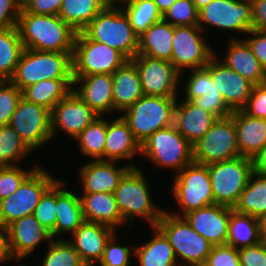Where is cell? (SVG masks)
Instances as JSON below:
<instances>
[{"label": "cell", "instance_id": "cell-1", "mask_svg": "<svg viewBox=\"0 0 266 266\" xmlns=\"http://www.w3.org/2000/svg\"><path fill=\"white\" fill-rule=\"evenodd\" d=\"M16 27L25 49L73 52L77 32L58 15H37L22 8Z\"/></svg>", "mask_w": 266, "mask_h": 266}, {"label": "cell", "instance_id": "cell-2", "mask_svg": "<svg viewBox=\"0 0 266 266\" xmlns=\"http://www.w3.org/2000/svg\"><path fill=\"white\" fill-rule=\"evenodd\" d=\"M82 32L89 39L121 52L128 60L138 54V36L120 5H108Z\"/></svg>", "mask_w": 266, "mask_h": 266}, {"label": "cell", "instance_id": "cell-3", "mask_svg": "<svg viewBox=\"0 0 266 266\" xmlns=\"http://www.w3.org/2000/svg\"><path fill=\"white\" fill-rule=\"evenodd\" d=\"M73 52L23 50L10 81L21 91L42 80L72 77Z\"/></svg>", "mask_w": 266, "mask_h": 266}, {"label": "cell", "instance_id": "cell-4", "mask_svg": "<svg viewBox=\"0 0 266 266\" xmlns=\"http://www.w3.org/2000/svg\"><path fill=\"white\" fill-rule=\"evenodd\" d=\"M144 173L140 168H130L120 179L114 191L115 200L122 219L130 220L139 216L155 227L165 210L155 207L151 200L149 187Z\"/></svg>", "mask_w": 266, "mask_h": 266}, {"label": "cell", "instance_id": "cell-5", "mask_svg": "<svg viewBox=\"0 0 266 266\" xmlns=\"http://www.w3.org/2000/svg\"><path fill=\"white\" fill-rule=\"evenodd\" d=\"M176 101L177 97L143 95L121 116L141 144L157 130L173 125Z\"/></svg>", "mask_w": 266, "mask_h": 266}, {"label": "cell", "instance_id": "cell-6", "mask_svg": "<svg viewBox=\"0 0 266 266\" xmlns=\"http://www.w3.org/2000/svg\"><path fill=\"white\" fill-rule=\"evenodd\" d=\"M128 59L108 45L89 39L82 31L77 32L72 54V77L93 74H113Z\"/></svg>", "mask_w": 266, "mask_h": 266}, {"label": "cell", "instance_id": "cell-7", "mask_svg": "<svg viewBox=\"0 0 266 266\" xmlns=\"http://www.w3.org/2000/svg\"><path fill=\"white\" fill-rule=\"evenodd\" d=\"M156 227L169 240L176 258L183 264L206 262L213 246L192 229L184 216L164 211Z\"/></svg>", "mask_w": 266, "mask_h": 266}, {"label": "cell", "instance_id": "cell-8", "mask_svg": "<svg viewBox=\"0 0 266 266\" xmlns=\"http://www.w3.org/2000/svg\"><path fill=\"white\" fill-rule=\"evenodd\" d=\"M140 155L148 157L156 166L180 172L192 163L193 146L174 125L157 130L140 144Z\"/></svg>", "mask_w": 266, "mask_h": 266}, {"label": "cell", "instance_id": "cell-9", "mask_svg": "<svg viewBox=\"0 0 266 266\" xmlns=\"http://www.w3.org/2000/svg\"><path fill=\"white\" fill-rule=\"evenodd\" d=\"M207 166L215 204L234 208L253 173L252 158L239 156Z\"/></svg>", "mask_w": 266, "mask_h": 266}, {"label": "cell", "instance_id": "cell-10", "mask_svg": "<svg viewBox=\"0 0 266 266\" xmlns=\"http://www.w3.org/2000/svg\"><path fill=\"white\" fill-rule=\"evenodd\" d=\"M45 168L37 167L9 197L0 200V227L32 215L41 196L56 181Z\"/></svg>", "mask_w": 266, "mask_h": 266}, {"label": "cell", "instance_id": "cell-11", "mask_svg": "<svg viewBox=\"0 0 266 266\" xmlns=\"http://www.w3.org/2000/svg\"><path fill=\"white\" fill-rule=\"evenodd\" d=\"M174 181L171 189L183 216L215 204L207 165L193 161L175 175Z\"/></svg>", "mask_w": 266, "mask_h": 266}, {"label": "cell", "instance_id": "cell-12", "mask_svg": "<svg viewBox=\"0 0 266 266\" xmlns=\"http://www.w3.org/2000/svg\"><path fill=\"white\" fill-rule=\"evenodd\" d=\"M240 156L234 118L217 119L207 133L193 145V160L209 165Z\"/></svg>", "mask_w": 266, "mask_h": 266}, {"label": "cell", "instance_id": "cell-13", "mask_svg": "<svg viewBox=\"0 0 266 266\" xmlns=\"http://www.w3.org/2000/svg\"><path fill=\"white\" fill-rule=\"evenodd\" d=\"M203 30L198 25L174 26L172 39V56L170 62L183 76L185 69H198L205 67L215 55L200 36Z\"/></svg>", "mask_w": 266, "mask_h": 266}, {"label": "cell", "instance_id": "cell-14", "mask_svg": "<svg viewBox=\"0 0 266 266\" xmlns=\"http://www.w3.org/2000/svg\"><path fill=\"white\" fill-rule=\"evenodd\" d=\"M33 151L52 140L51 110L21 97L9 124Z\"/></svg>", "mask_w": 266, "mask_h": 266}, {"label": "cell", "instance_id": "cell-15", "mask_svg": "<svg viewBox=\"0 0 266 266\" xmlns=\"http://www.w3.org/2000/svg\"><path fill=\"white\" fill-rule=\"evenodd\" d=\"M252 23L250 0H212L198 11V26L202 30H205L204 24H209L220 29L248 33Z\"/></svg>", "mask_w": 266, "mask_h": 266}, {"label": "cell", "instance_id": "cell-16", "mask_svg": "<svg viewBox=\"0 0 266 266\" xmlns=\"http://www.w3.org/2000/svg\"><path fill=\"white\" fill-rule=\"evenodd\" d=\"M131 61L136 65L143 94L146 96L178 97L181 73L170 61L137 54Z\"/></svg>", "mask_w": 266, "mask_h": 266}, {"label": "cell", "instance_id": "cell-17", "mask_svg": "<svg viewBox=\"0 0 266 266\" xmlns=\"http://www.w3.org/2000/svg\"><path fill=\"white\" fill-rule=\"evenodd\" d=\"M4 231L7 256L9 259L15 256L18 261L32 254L44 240H52L50 232L40 225L33 214L12 222Z\"/></svg>", "mask_w": 266, "mask_h": 266}, {"label": "cell", "instance_id": "cell-18", "mask_svg": "<svg viewBox=\"0 0 266 266\" xmlns=\"http://www.w3.org/2000/svg\"><path fill=\"white\" fill-rule=\"evenodd\" d=\"M97 117L99 115L72 90L51 110L52 138L58 129L75 138Z\"/></svg>", "mask_w": 266, "mask_h": 266}, {"label": "cell", "instance_id": "cell-19", "mask_svg": "<svg viewBox=\"0 0 266 266\" xmlns=\"http://www.w3.org/2000/svg\"><path fill=\"white\" fill-rule=\"evenodd\" d=\"M216 57L215 53L205 67L209 70L228 108L231 111L242 110L247 104L254 84Z\"/></svg>", "mask_w": 266, "mask_h": 266}, {"label": "cell", "instance_id": "cell-20", "mask_svg": "<svg viewBox=\"0 0 266 266\" xmlns=\"http://www.w3.org/2000/svg\"><path fill=\"white\" fill-rule=\"evenodd\" d=\"M191 76L185 86V101H191L218 119L231 116L232 111L224 103V99L216 88L211 74L206 67L192 69Z\"/></svg>", "mask_w": 266, "mask_h": 266}, {"label": "cell", "instance_id": "cell-21", "mask_svg": "<svg viewBox=\"0 0 266 266\" xmlns=\"http://www.w3.org/2000/svg\"><path fill=\"white\" fill-rule=\"evenodd\" d=\"M231 207L214 204L185 214L192 229L208 240L212 246L227 244Z\"/></svg>", "mask_w": 266, "mask_h": 266}, {"label": "cell", "instance_id": "cell-22", "mask_svg": "<svg viewBox=\"0 0 266 266\" xmlns=\"http://www.w3.org/2000/svg\"><path fill=\"white\" fill-rule=\"evenodd\" d=\"M115 229L100 223L84 222L68 240L87 266H96L101 260L106 244Z\"/></svg>", "mask_w": 266, "mask_h": 266}, {"label": "cell", "instance_id": "cell-23", "mask_svg": "<svg viewBox=\"0 0 266 266\" xmlns=\"http://www.w3.org/2000/svg\"><path fill=\"white\" fill-rule=\"evenodd\" d=\"M73 91L99 116L113 110L112 74L73 77Z\"/></svg>", "mask_w": 266, "mask_h": 266}, {"label": "cell", "instance_id": "cell-24", "mask_svg": "<svg viewBox=\"0 0 266 266\" xmlns=\"http://www.w3.org/2000/svg\"><path fill=\"white\" fill-rule=\"evenodd\" d=\"M114 161L92 160L80 167V180L84 193H114L120 179L135 165L116 168Z\"/></svg>", "mask_w": 266, "mask_h": 266}, {"label": "cell", "instance_id": "cell-25", "mask_svg": "<svg viewBox=\"0 0 266 266\" xmlns=\"http://www.w3.org/2000/svg\"><path fill=\"white\" fill-rule=\"evenodd\" d=\"M217 119L191 101H176L173 125L192 146L207 133Z\"/></svg>", "mask_w": 266, "mask_h": 266}, {"label": "cell", "instance_id": "cell-26", "mask_svg": "<svg viewBox=\"0 0 266 266\" xmlns=\"http://www.w3.org/2000/svg\"><path fill=\"white\" fill-rule=\"evenodd\" d=\"M240 156L252 158L266 145V119L251 117L243 110L232 111Z\"/></svg>", "mask_w": 266, "mask_h": 266}, {"label": "cell", "instance_id": "cell-27", "mask_svg": "<svg viewBox=\"0 0 266 266\" xmlns=\"http://www.w3.org/2000/svg\"><path fill=\"white\" fill-rule=\"evenodd\" d=\"M140 155V143L135 139L128 123L122 116L107 122L104 161H119Z\"/></svg>", "mask_w": 266, "mask_h": 266}, {"label": "cell", "instance_id": "cell-28", "mask_svg": "<svg viewBox=\"0 0 266 266\" xmlns=\"http://www.w3.org/2000/svg\"><path fill=\"white\" fill-rule=\"evenodd\" d=\"M80 203L86 222L100 223L113 229L124 224L114 193H82Z\"/></svg>", "mask_w": 266, "mask_h": 266}, {"label": "cell", "instance_id": "cell-29", "mask_svg": "<svg viewBox=\"0 0 266 266\" xmlns=\"http://www.w3.org/2000/svg\"><path fill=\"white\" fill-rule=\"evenodd\" d=\"M113 111H125L144 94L136 65L128 60L113 74Z\"/></svg>", "mask_w": 266, "mask_h": 266}, {"label": "cell", "instance_id": "cell-30", "mask_svg": "<svg viewBox=\"0 0 266 266\" xmlns=\"http://www.w3.org/2000/svg\"><path fill=\"white\" fill-rule=\"evenodd\" d=\"M223 62L229 68L238 72L254 85L265 82L266 70L254 56L245 40L232 39Z\"/></svg>", "mask_w": 266, "mask_h": 266}, {"label": "cell", "instance_id": "cell-31", "mask_svg": "<svg viewBox=\"0 0 266 266\" xmlns=\"http://www.w3.org/2000/svg\"><path fill=\"white\" fill-rule=\"evenodd\" d=\"M174 26L161 19L138 37V54L170 61Z\"/></svg>", "mask_w": 266, "mask_h": 266}, {"label": "cell", "instance_id": "cell-32", "mask_svg": "<svg viewBox=\"0 0 266 266\" xmlns=\"http://www.w3.org/2000/svg\"><path fill=\"white\" fill-rule=\"evenodd\" d=\"M64 182L57 180V220L55 236L61 233H74L84 222L80 196L65 190ZM63 188V189H62Z\"/></svg>", "mask_w": 266, "mask_h": 266}, {"label": "cell", "instance_id": "cell-33", "mask_svg": "<svg viewBox=\"0 0 266 266\" xmlns=\"http://www.w3.org/2000/svg\"><path fill=\"white\" fill-rule=\"evenodd\" d=\"M73 90V78L42 80L22 90V97L49 110Z\"/></svg>", "mask_w": 266, "mask_h": 266}, {"label": "cell", "instance_id": "cell-34", "mask_svg": "<svg viewBox=\"0 0 266 266\" xmlns=\"http://www.w3.org/2000/svg\"><path fill=\"white\" fill-rule=\"evenodd\" d=\"M154 238L146 244L138 246L134 254L140 266H178L173 247L165 235L155 226ZM177 264V265H176Z\"/></svg>", "mask_w": 266, "mask_h": 266}, {"label": "cell", "instance_id": "cell-35", "mask_svg": "<svg viewBox=\"0 0 266 266\" xmlns=\"http://www.w3.org/2000/svg\"><path fill=\"white\" fill-rule=\"evenodd\" d=\"M107 6L104 0H63L58 16L81 32Z\"/></svg>", "mask_w": 266, "mask_h": 266}, {"label": "cell", "instance_id": "cell-36", "mask_svg": "<svg viewBox=\"0 0 266 266\" xmlns=\"http://www.w3.org/2000/svg\"><path fill=\"white\" fill-rule=\"evenodd\" d=\"M256 217L237 212L231 207L227 245L241 249L260 242Z\"/></svg>", "mask_w": 266, "mask_h": 266}, {"label": "cell", "instance_id": "cell-37", "mask_svg": "<svg viewBox=\"0 0 266 266\" xmlns=\"http://www.w3.org/2000/svg\"><path fill=\"white\" fill-rule=\"evenodd\" d=\"M233 209L256 218L266 213V177L253 172Z\"/></svg>", "mask_w": 266, "mask_h": 266}, {"label": "cell", "instance_id": "cell-38", "mask_svg": "<svg viewBox=\"0 0 266 266\" xmlns=\"http://www.w3.org/2000/svg\"><path fill=\"white\" fill-rule=\"evenodd\" d=\"M24 50L17 27L0 29V80H10Z\"/></svg>", "mask_w": 266, "mask_h": 266}, {"label": "cell", "instance_id": "cell-39", "mask_svg": "<svg viewBox=\"0 0 266 266\" xmlns=\"http://www.w3.org/2000/svg\"><path fill=\"white\" fill-rule=\"evenodd\" d=\"M121 5L126 6L122 10L138 37L162 19V14L153 0H124Z\"/></svg>", "mask_w": 266, "mask_h": 266}, {"label": "cell", "instance_id": "cell-40", "mask_svg": "<svg viewBox=\"0 0 266 266\" xmlns=\"http://www.w3.org/2000/svg\"><path fill=\"white\" fill-rule=\"evenodd\" d=\"M106 135L107 120L99 116L74 139L79 142L80 150L85 156L104 161Z\"/></svg>", "mask_w": 266, "mask_h": 266}, {"label": "cell", "instance_id": "cell-41", "mask_svg": "<svg viewBox=\"0 0 266 266\" xmlns=\"http://www.w3.org/2000/svg\"><path fill=\"white\" fill-rule=\"evenodd\" d=\"M32 150L10 126H0V167L16 165Z\"/></svg>", "mask_w": 266, "mask_h": 266}, {"label": "cell", "instance_id": "cell-42", "mask_svg": "<svg viewBox=\"0 0 266 266\" xmlns=\"http://www.w3.org/2000/svg\"><path fill=\"white\" fill-rule=\"evenodd\" d=\"M48 245L42 266H87L68 240L52 239Z\"/></svg>", "mask_w": 266, "mask_h": 266}, {"label": "cell", "instance_id": "cell-43", "mask_svg": "<svg viewBox=\"0 0 266 266\" xmlns=\"http://www.w3.org/2000/svg\"><path fill=\"white\" fill-rule=\"evenodd\" d=\"M33 215L54 239L57 220V180L41 196Z\"/></svg>", "mask_w": 266, "mask_h": 266}, {"label": "cell", "instance_id": "cell-44", "mask_svg": "<svg viewBox=\"0 0 266 266\" xmlns=\"http://www.w3.org/2000/svg\"><path fill=\"white\" fill-rule=\"evenodd\" d=\"M198 11L192 0H177L164 12L162 19L172 26L198 25Z\"/></svg>", "mask_w": 266, "mask_h": 266}, {"label": "cell", "instance_id": "cell-45", "mask_svg": "<svg viewBox=\"0 0 266 266\" xmlns=\"http://www.w3.org/2000/svg\"><path fill=\"white\" fill-rule=\"evenodd\" d=\"M22 91L10 80H0V126L9 125Z\"/></svg>", "mask_w": 266, "mask_h": 266}, {"label": "cell", "instance_id": "cell-46", "mask_svg": "<svg viewBox=\"0 0 266 266\" xmlns=\"http://www.w3.org/2000/svg\"><path fill=\"white\" fill-rule=\"evenodd\" d=\"M37 167H33L30 171L17 165L0 167V200L13 194Z\"/></svg>", "mask_w": 266, "mask_h": 266}, {"label": "cell", "instance_id": "cell-47", "mask_svg": "<svg viewBox=\"0 0 266 266\" xmlns=\"http://www.w3.org/2000/svg\"><path fill=\"white\" fill-rule=\"evenodd\" d=\"M115 233L111 236L106 244L103 256L98 262L99 266H129L131 251L126 246L116 244Z\"/></svg>", "mask_w": 266, "mask_h": 266}, {"label": "cell", "instance_id": "cell-48", "mask_svg": "<svg viewBox=\"0 0 266 266\" xmlns=\"http://www.w3.org/2000/svg\"><path fill=\"white\" fill-rule=\"evenodd\" d=\"M206 264L208 266H240L238 249L227 244L213 246Z\"/></svg>", "mask_w": 266, "mask_h": 266}, {"label": "cell", "instance_id": "cell-49", "mask_svg": "<svg viewBox=\"0 0 266 266\" xmlns=\"http://www.w3.org/2000/svg\"><path fill=\"white\" fill-rule=\"evenodd\" d=\"M251 117L266 119V84L253 86L246 106L242 109Z\"/></svg>", "mask_w": 266, "mask_h": 266}, {"label": "cell", "instance_id": "cell-50", "mask_svg": "<svg viewBox=\"0 0 266 266\" xmlns=\"http://www.w3.org/2000/svg\"><path fill=\"white\" fill-rule=\"evenodd\" d=\"M240 266H266V243L238 249Z\"/></svg>", "mask_w": 266, "mask_h": 266}, {"label": "cell", "instance_id": "cell-51", "mask_svg": "<svg viewBox=\"0 0 266 266\" xmlns=\"http://www.w3.org/2000/svg\"><path fill=\"white\" fill-rule=\"evenodd\" d=\"M22 0H0V29L17 26Z\"/></svg>", "mask_w": 266, "mask_h": 266}, {"label": "cell", "instance_id": "cell-52", "mask_svg": "<svg viewBox=\"0 0 266 266\" xmlns=\"http://www.w3.org/2000/svg\"><path fill=\"white\" fill-rule=\"evenodd\" d=\"M63 0H22L27 13L37 15H58Z\"/></svg>", "mask_w": 266, "mask_h": 266}, {"label": "cell", "instance_id": "cell-53", "mask_svg": "<svg viewBox=\"0 0 266 266\" xmlns=\"http://www.w3.org/2000/svg\"><path fill=\"white\" fill-rule=\"evenodd\" d=\"M248 33L253 35V37L245 39V41L250 46L254 56L266 70V33L256 29H251Z\"/></svg>", "mask_w": 266, "mask_h": 266}, {"label": "cell", "instance_id": "cell-54", "mask_svg": "<svg viewBox=\"0 0 266 266\" xmlns=\"http://www.w3.org/2000/svg\"><path fill=\"white\" fill-rule=\"evenodd\" d=\"M252 4V29L266 33V0H250Z\"/></svg>", "mask_w": 266, "mask_h": 266}, {"label": "cell", "instance_id": "cell-55", "mask_svg": "<svg viewBox=\"0 0 266 266\" xmlns=\"http://www.w3.org/2000/svg\"><path fill=\"white\" fill-rule=\"evenodd\" d=\"M253 172L266 177V145L252 157Z\"/></svg>", "mask_w": 266, "mask_h": 266}, {"label": "cell", "instance_id": "cell-56", "mask_svg": "<svg viewBox=\"0 0 266 266\" xmlns=\"http://www.w3.org/2000/svg\"><path fill=\"white\" fill-rule=\"evenodd\" d=\"M257 220L260 240L266 243V213L260 215Z\"/></svg>", "mask_w": 266, "mask_h": 266}, {"label": "cell", "instance_id": "cell-57", "mask_svg": "<svg viewBox=\"0 0 266 266\" xmlns=\"http://www.w3.org/2000/svg\"><path fill=\"white\" fill-rule=\"evenodd\" d=\"M8 259L5 248V231L0 227V263L7 261Z\"/></svg>", "mask_w": 266, "mask_h": 266}, {"label": "cell", "instance_id": "cell-58", "mask_svg": "<svg viewBox=\"0 0 266 266\" xmlns=\"http://www.w3.org/2000/svg\"><path fill=\"white\" fill-rule=\"evenodd\" d=\"M154 3L157 5L158 10L163 15L165 11H167L170 6L177 0H153Z\"/></svg>", "mask_w": 266, "mask_h": 266}, {"label": "cell", "instance_id": "cell-59", "mask_svg": "<svg viewBox=\"0 0 266 266\" xmlns=\"http://www.w3.org/2000/svg\"><path fill=\"white\" fill-rule=\"evenodd\" d=\"M211 1L212 0H192L198 10L209 4Z\"/></svg>", "mask_w": 266, "mask_h": 266}, {"label": "cell", "instance_id": "cell-60", "mask_svg": "<svg viewBox=\"0 0 266 266\" xmlns=\"http://www.w3.org/2000/svg\"><path fill=\"white\" fill-rule=\"evenodd\" d=\"M180 265H178V266H208L207 264H206V262H197V263H179Z\"/></svg>", "mask_w": 266, "mask_h": 266}, {"label": "cell", "instance_id": "cell-61", "mask_svg": "<svg viewBox=\"0 0 266 266\" xmlns=\"http://www.w3.org/2000/svg\"><path fill=\"white\" fill-rule=\"evenodd\" d=\"M107 5H117L122 4L124 0H104Z\"/></svg>", "mask_w": 266, "mask_h": 266}]
</instances>
